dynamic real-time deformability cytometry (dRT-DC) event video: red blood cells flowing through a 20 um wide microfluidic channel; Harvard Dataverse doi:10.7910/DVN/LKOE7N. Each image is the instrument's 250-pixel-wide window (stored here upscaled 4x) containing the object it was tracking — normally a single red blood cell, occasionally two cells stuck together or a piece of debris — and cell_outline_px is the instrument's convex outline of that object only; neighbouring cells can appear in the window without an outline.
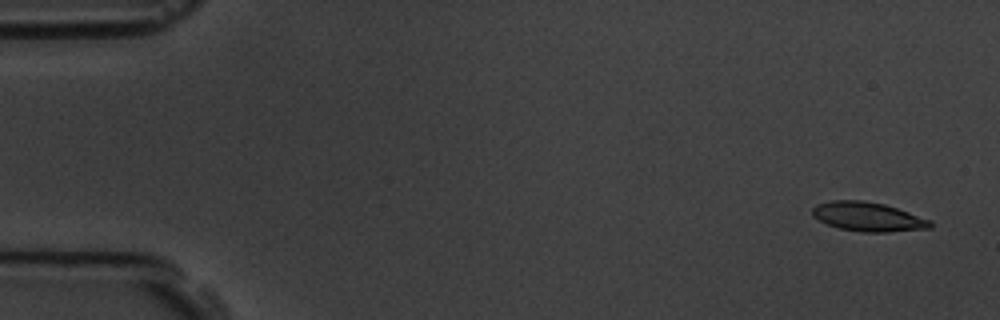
{"species": "common noctule bat (a hibernating species)", "species_latin": "Nyctalus noctula", "temperature_condition": "room temperature", "stored_images_in_passage": 6, "camera_frame_rate_fps": 3000, "um_per_image_px": 0.085, "animal": {"sex": "male", "body_mass_g": 19.5, "forearm_length_mm": 54.6}, "frame": {"image": 1, "passage_image": 1, "time_ms": 0.0, "image_size_px": [1000, 320], "cell_outline_px": [[932, 228], [888, 232], [860, 232], [840, 228], [828, 224], [812, 216], [812, 208], [816, 204], [832, 200], [860, 200], [884, 204], [932, 220]], "centroid_in_image_um": [73.78, 18.42], "position_along_channel_um": 11.2, "area_um2": 20.0}}
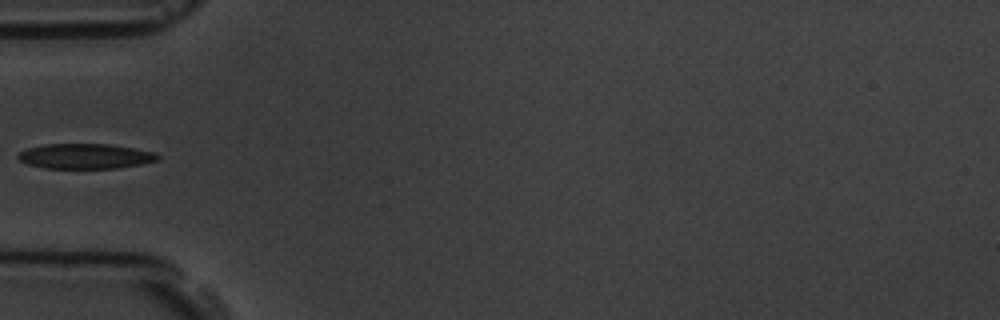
{"frame": {"image": 2, "passage_image": 5, "time_ms": 5.333, "image_size_px": [1000, 320], "cell_outline_px": [[160, 160], [140, 164], [116, 168], [44, 168], [28, 164], [20, 160], [16, 156], [20, 152], [28, 148], [44, 144], [108, 144], [132, 148], [152, 152], [160, 156]], "centroid_in_image_um": [7.23, 13.28], "position_along_channel_um": 77.8, "area_um2": 20.23}}
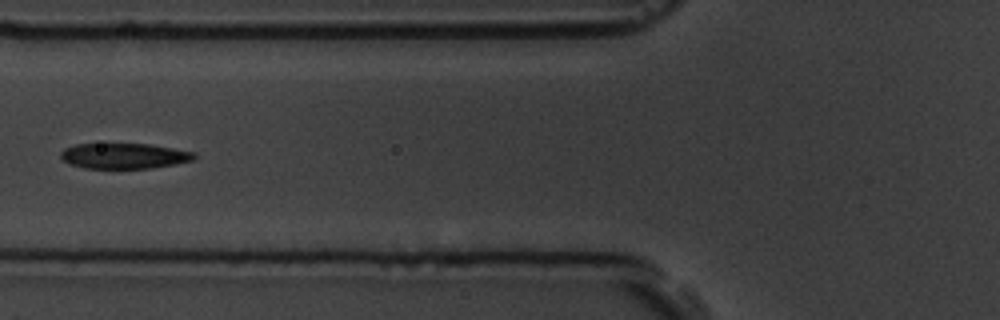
{"frame": {"image": 3, "passage_image": 6, "time_ms": 6.333, "image_size_px": [1000, 320], "cell_outline_px": [[196, 156], [192, 160], [176, 164], [152, 168], [84, 168], [68, 164], [60, 156], [60, 152], [64, 148], [76, 144], [148, 144], [196, 152]], "centroid_in_image_um": [10.54, 13.25], "position_along_channel_um": 115.3, "area_um2": 19.83}}